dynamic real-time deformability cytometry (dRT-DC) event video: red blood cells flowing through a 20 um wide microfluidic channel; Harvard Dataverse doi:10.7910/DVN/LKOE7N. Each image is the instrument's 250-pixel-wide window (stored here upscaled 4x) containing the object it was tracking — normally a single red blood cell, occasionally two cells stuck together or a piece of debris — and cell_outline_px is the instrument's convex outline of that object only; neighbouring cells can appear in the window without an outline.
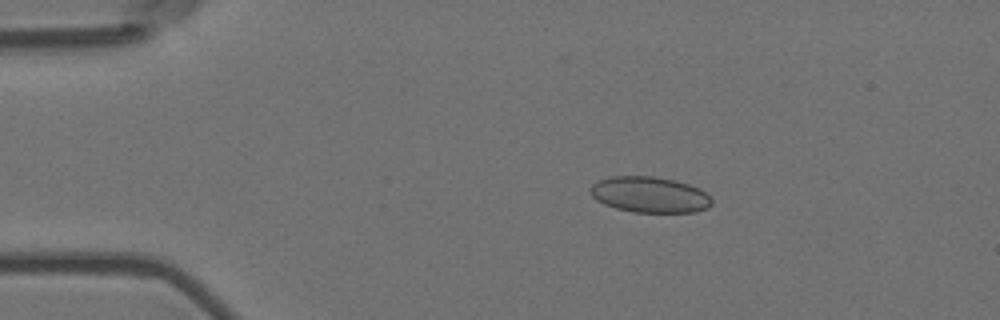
{"species": "Egyptian fruit bat (a non-hibernating species)", "species_latin": "Rousettus aegyptiacus", "temperature_condition": "room temperature", "stored_images_in_passage": 8, "camera_frame_rate_fps": 3000, "um_per_image_px": 0.085, "animal": {"sex": "female"}, "frame": {"image": 1, "passage_image": 3, "time_ms": 0.667, "image_size_px": [1000, 320], "cell_outline_px": [[712, 204], [708, 208], [696, 212], [632, 212], [616, 208], [604, 204], [596, 200], [588, 192], [588, 188], [596, 180], [612, 176], [652, 176], [676, 180], [700, 188], [712, 196]], "centroid_in_image_um": [55.21, 16.54], "position_along_channel_um": 29.8, "area_um2": 25.84}}
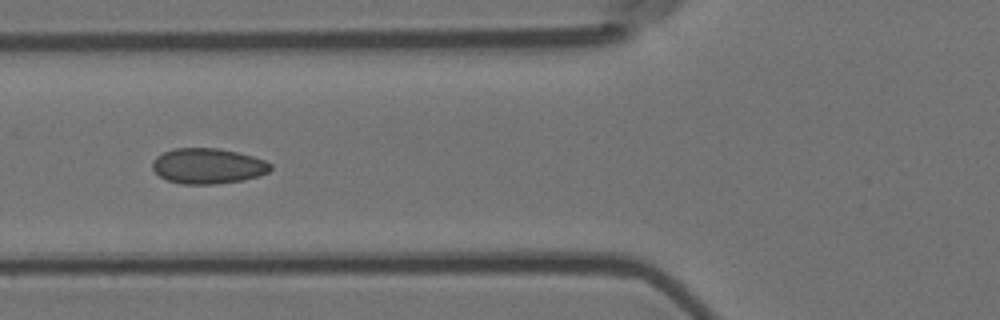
{"frame": {"image": 2, "passage_image": 6, "time_ms": 1.667, "image_size_px": [1000, 320], "cell_outline_px": [[272, 168], [268, 172], [244, 180], [212, 184], [180, 184], [168, 180], [160, 176], [152, 168], [152, 160], [156, 156], [172, 148], [220, 148], [252, 156], [264, 160], [272, 164]], "centroid_in_image_um": [17.65, 14.1], "position_along_channel_um": 108.2, "area_um2": 24.39}}
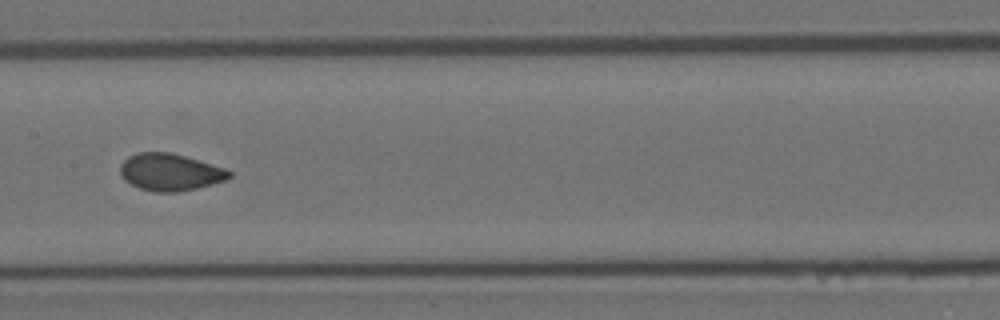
{"frame": {"image": 3, "passage_image": 8, "time_ms": 2.333, "image_size_px": [1000, 320], "cell_outline_px": [[232, 176], [228, 180], [196, 188], [176, 192], [156, 192], [140, 188], [124, 180], [120, 176], [120, 164], [128, 156], [136, 152], [172, 152], [224, 168], [232, 172]], "centroid_in_image_um": [14.45, 14.62], "position_along_channel_um": 193.0, "area_um2": 23.64}}